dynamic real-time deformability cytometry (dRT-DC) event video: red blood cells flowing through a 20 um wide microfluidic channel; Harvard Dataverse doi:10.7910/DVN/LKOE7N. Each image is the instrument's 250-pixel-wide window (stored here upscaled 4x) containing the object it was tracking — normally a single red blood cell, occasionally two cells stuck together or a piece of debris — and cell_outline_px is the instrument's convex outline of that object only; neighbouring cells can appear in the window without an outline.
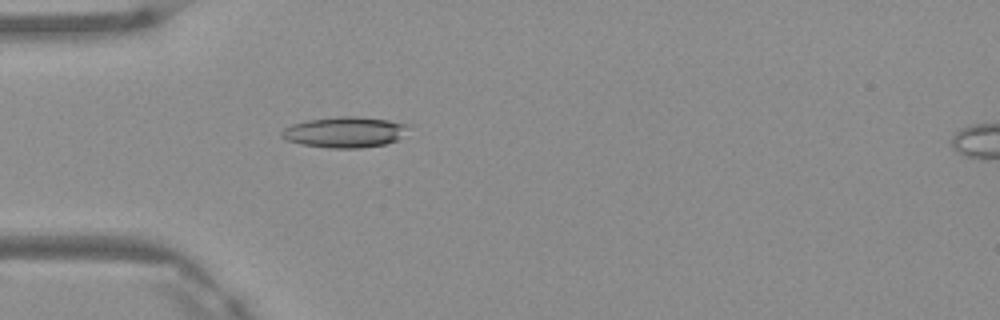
{"species": "Egyptian fruit bat (a non-hibernating species)", "species_latin": "Rousettus aegyptiacus", "temperature_condition": "warm", "stored_images_in_passage": 4, "camera_frame_rate_fps": 3000, "um_per_image_px": 0.085, "frame": {"image": 1, "passage_image": 4, "time_ms": 1.0, "image_size_px": [1000, 320], "cell_outline_px": [[408, 124], [396, 140], [384, 144], [360, 148], [328, 148], [300, 144], [288, 140], [280, 136], [280, 132], [284, 128], [292, 124], [308, 120], [336, 116], [360, 116], [388, 120]], "centroid_in_image_um": [29.22, 11.22], "position_along_channel_um": 55.8, "area_um2": 22.48}}